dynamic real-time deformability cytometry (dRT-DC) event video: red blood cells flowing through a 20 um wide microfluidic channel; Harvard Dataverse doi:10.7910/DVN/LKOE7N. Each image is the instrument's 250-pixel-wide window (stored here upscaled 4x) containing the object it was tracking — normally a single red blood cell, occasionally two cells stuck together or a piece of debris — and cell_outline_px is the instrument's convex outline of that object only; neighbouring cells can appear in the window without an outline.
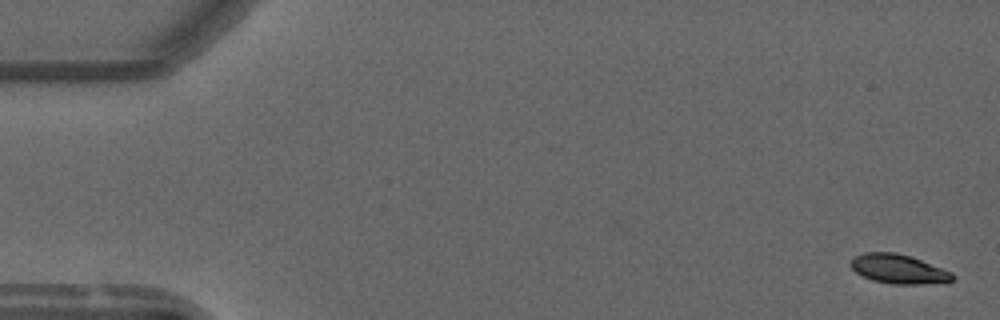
{"species": "common noctule bat (a hibernating species)", "species_latin": "Nyctalus noctula", "temperature_condition": "warm", "stored_images_in_passage": 2, "camera_frame_rate_fps": 3000, "um_per_image_px": 0.085, "animal": {"sex": "male", "forearm_length_mm": 52.5}, "frame": {"image": 1, "passage_image": 1, "time_ms": 0.0, "image_size_px": [1000, 320], "cell_outline_px": [[956, 276], [952, 280], [920, 284], [892, 284], [872, 280], [856, 272], [848, 264], [856, 256], [864, 252], [896, 252], [912, 256], [952, 272]], "centroid_in_image_um": [76.36, 22.85], "position_along_channel_um": 8.6, "area_um2": 17.28}}